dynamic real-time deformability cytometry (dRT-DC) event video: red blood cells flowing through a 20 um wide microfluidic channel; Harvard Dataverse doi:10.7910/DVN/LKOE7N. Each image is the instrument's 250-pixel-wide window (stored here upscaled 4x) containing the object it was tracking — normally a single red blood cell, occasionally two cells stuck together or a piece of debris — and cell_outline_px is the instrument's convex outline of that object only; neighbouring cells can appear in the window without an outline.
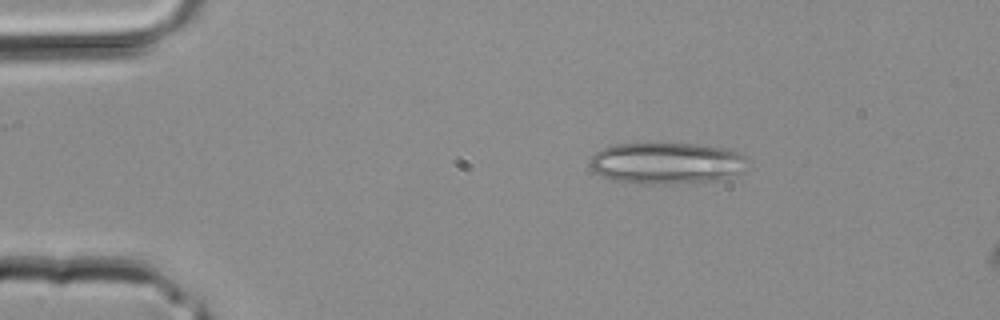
{"species": "common noctule bat (a hibernating species)", "species_latin": "Nyctalus noctula", "temperature_condition": "room temperature", "stored_images_in_passage": 2, "camera_frame_rate_fps": 3000, "um_per_image_px": 0.085, "animal": {"sex": "male", "body_mass_g": 20.4}, "frame": {"image": 1, "passage_image": 2, "time_ms": 0.333, "image_size_px": [1000, 320], "cell_outline_px": [[744, 160], [740, 172], [720, 180], [672, 184], [644, 184], [612, 180], [600, 176], [592, 168], [588, 160], [596, 152], [608, 144], [692, 144], [732, 148], [744, 156]], "centroid_in_image_um": [56.6, 13.87], "position_along_channel_um": 28.4, "area_um2": 38.15}}